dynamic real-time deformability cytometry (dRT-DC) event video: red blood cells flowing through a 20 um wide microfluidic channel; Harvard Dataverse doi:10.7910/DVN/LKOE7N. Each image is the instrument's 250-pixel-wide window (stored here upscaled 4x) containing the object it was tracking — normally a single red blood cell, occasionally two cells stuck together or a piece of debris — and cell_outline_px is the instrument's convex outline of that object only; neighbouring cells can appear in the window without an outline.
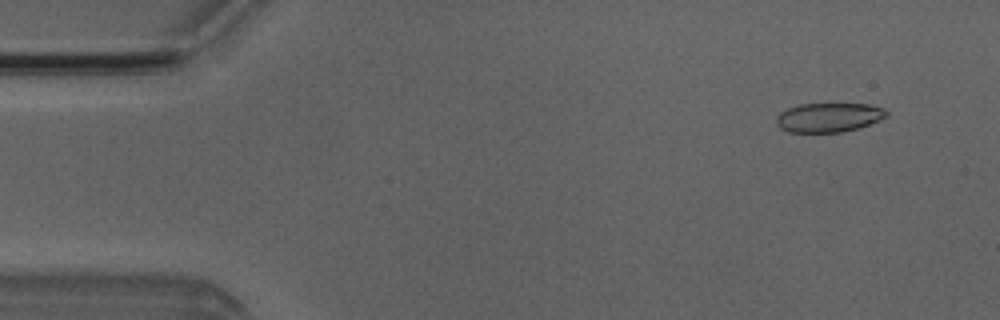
{"species": "Egyptian fruit bat (a non-hibernating species)", "species_latin": "Rousettus aegyptiacus", "temperature_condition": "room temperature", "stored_images_in_passage": 5, "camera_frame_rate_fps": 3000, "um_per_image_px": 0.085, "animal": {"sex": "male"}, "frame": {"image": 1, "passage_image": 2, "time_ms": 1.0, "image_size_px": [1000, 320], "cell_outline_px": [[888, 116], [880, 120], [856, 128], [840, 132], [788, 132], [780, 128], [776, 124], [776, 120], [780, 112], [788, 108], [800, 104], [868, 104], [884, 108], [888, 112]], "centroid_in_image_um": [70.44, 9.98], "position_along_channel_um": 14.6, "area_um2": 18.67}}